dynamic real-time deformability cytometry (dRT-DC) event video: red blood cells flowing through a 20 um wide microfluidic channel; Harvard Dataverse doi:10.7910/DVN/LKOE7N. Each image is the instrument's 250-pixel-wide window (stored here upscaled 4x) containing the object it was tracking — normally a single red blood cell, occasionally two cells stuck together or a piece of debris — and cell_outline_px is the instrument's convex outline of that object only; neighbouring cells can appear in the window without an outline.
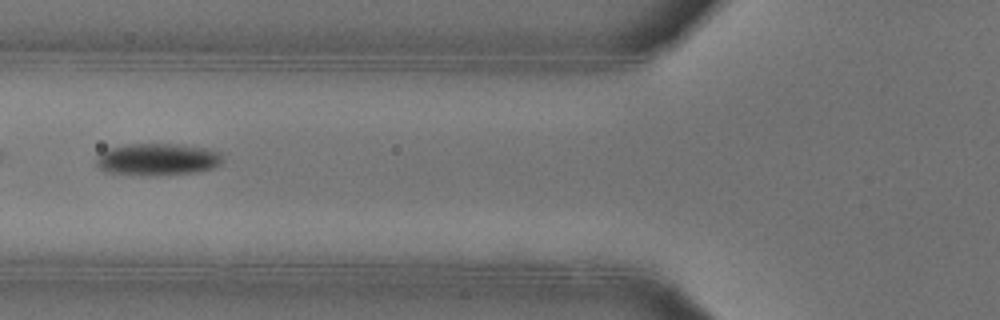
{"species": "common noctule bat (a hibernating species)", "species_latin": "Nyctalus noctula", "temperature_condition": "warm", "stored_images_in_passage": 38, "camera_frame_rate_fps": 3000, "um_per_image_px": 0.085, "animal": {"sex": "female"}, "frame": {"image": 1, "passage_image": 6, "time_ms": 1.667, "image_size_px": [1000, 320], "cell_outline_px": [[224, 160], [220, 164], [212, 168], [192, 172], [108, 172], [100, 168], [96, 164], [96, 160], [108, 148], [128, 144], [180, 144], [204, 148], [220, 152]], "centroid_in_image_um": [13.45, 13.48], "position_along_channel_um": 112.4, "area_um2": 22.14}}
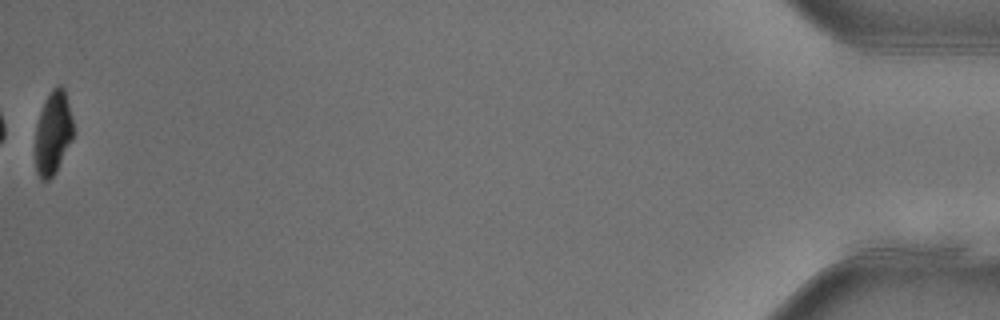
{"frame": {"image": 2, "passage_image": 38, "time_ms": 12.333, "image_size_px": [1000, 320], "cell_outline_px": [[72, 140], [56, 172], [48, 180], [40, 180], [36, 172], [36, 124], [40, 112], [52, 88], [56, 84], [60, 84], [64, 88], [72, 120]], "centroid_in_image_um": [4.5, 11.31], "position_along_channel_um": 430.7, "area_um2": 18.21}, "authors_computed_cell_mechanics": {"area_um2": 22.5998, "velocity_mm_per_s": 3.9656, "shape_relaxation_time_tau1_ms": 3.3277, "shape_relaxation_time_tau2_ms": 5.3026, "deformation_change_tau1": 0.1329, "deformation_change_tau2": 0.0798}}